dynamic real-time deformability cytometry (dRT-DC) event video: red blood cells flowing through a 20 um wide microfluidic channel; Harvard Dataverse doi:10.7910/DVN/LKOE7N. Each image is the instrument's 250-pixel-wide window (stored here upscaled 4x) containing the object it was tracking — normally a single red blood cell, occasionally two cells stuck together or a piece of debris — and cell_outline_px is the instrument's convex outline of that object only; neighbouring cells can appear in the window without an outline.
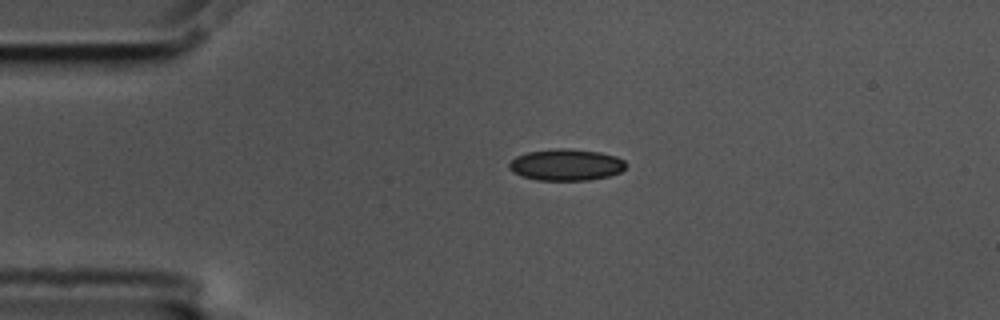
{"species": "common noctule bat (a hibernating species)", "species_latin": "Nyctalus noctula", "temperature_condition": "cold", "stored_images_in_passage": 45, "camera_frame_rate_fps": 3000, "um_per_image_px": 0.085, "animal": {"sex": "male", "body_mass_g": 17.5, "forearm_length_mm": 52.3}, "frame": {"image": 1, "passage_image": 1, "time_ms": 0.0, "image_size_px": [1000, 320], "cell_outline_px": [[628, 164], [620, 172], [608, 176], [588, 180], [536, 180], [520, 176], [512, 172], [508, 168], [508, 164], [516, 156], [528, 152], [556, 148], [568, 148], [600, 152], [616, 156], [624, 160]], "centroid_in_image_um": [48.11, 14.0], "position_along_channel_um": 36.9, "area_um2": 21.62}}
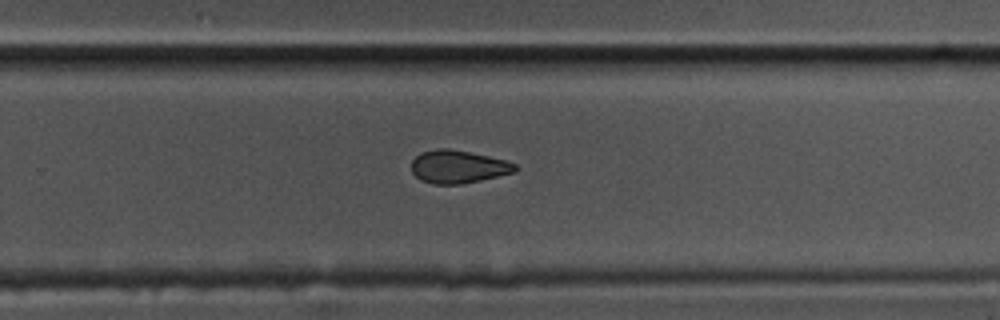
{"frame": {"image": 2, "passage_image": 25, "time_ms": 8.0, "image_size_px": [1000, 320], "cell_outline_px": [[516, 172], [480, 180], [460, 184], [432, 184], [420, 180], [412, 172], [412, 160], [420, 152], [440, 148], [448, 148], [488, 156], [504, 160], [516, 164]], "centroid_in_image_um": [38.91, 14.17], "position_along_channel_um": 290.9, "area_um2": 19.77}}
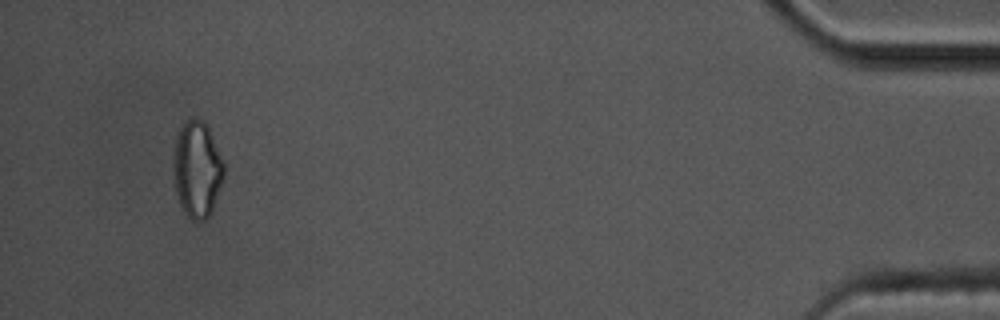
{"frame": {"image": 3, "passage_image": 42, "time_ms": 13.667, "image_size_px": [1000, 320], "cell_outline_px": [[224, 176], [212, 208], [208, 216], [204, 220], [192, 220], [184, 212], [180, 204], [176, 192], [172, 168], [172, 160], [176, 136], [180, 124], [188, 120], [204, 120], [224, 160]], "centroid_in_image_um": [16.73, 14.36], "position_along_channel_um": 418.5, "area_um2": 28.38}, "authors_computed_cell_mechanics": {"area_um2": 21.386, "velocity_mm_per_s": 3.5712, "shape_relaxation_time_tau1_ms": 4.1249, "shape_relaxation_time_tau2_ms": 5.2499, "deformation_change_tau1": 0.083, "deformation_change_tau2": 0.0994}}